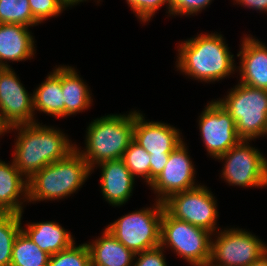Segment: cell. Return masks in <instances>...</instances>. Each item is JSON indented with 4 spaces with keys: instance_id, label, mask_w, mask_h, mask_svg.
I'll list each match as a JSON object with an SVG mask.
<instances>
[{
    "instance_id": "14",
    "label": "cell",
    "mask_w": 267,
    "mask_h": 266,
    "mask_svg": "<svg viewBox=\"0 0 267 266\" xmlns=\"http://www.w3.org/2000/svg\"><path fill=\"white\" fill-rule=\"evenodd\" d=\"M142 114L135 111L133 140L143 147L150 157H169L183 141L179 131L160 122H144Z\"/></svg>"
},
{
    "instance_id": "19",
    "label": "cell",
    "mask_w": 267,
    "mask_h": 266,
    "mask_svg": "<svg viewBox=\"0 0 267 266\" xmlns=\"http://www.w3.org/2000/svg\"><path fill=\"white\" fill-rule=\"evenodd\" d=\"M87 245L91 255V266H130L136 256L106 229L102 238Z\"/></svg>"
},
{
    "instance_id": "10",
    "label": "cell",
    "mask_w": 267,
    "mask_h": 266,
    "mask_svg": "<svg viewBox=\"0 0 267 266\" xmlns=\"http://www.w3.org/2000/svg\"><path fill=\"white\" fill-rule=\"evenodd\" d=\"M266 252L267 247L256 236L242 230H225L215 243L211 242L209 266H250ZM215 261H220L219 265H214Z\"/></svg>"
},
{
    "instance_id": "21",
    "label": "cell",
    "mask_w": 267,
    "mask_h": 266,
    "mask_svg": "<svg viewBox=\"0 0 267 266\" xmlns=\"http://www.w3.org/2000/svg\"><path fill=\"white\" fill-rule=\"evenodd\" d=\"M33 109L58 117L65 116L64 94L61 88V67L48 76L33 94Z\"/></svg>"
},
{
    "instance_id": "15",
    "label": "cell",
    "mask_w": 267,
    "mask_h": 266,
    "mask_svg": "<svg viewBox=\"0 0 267 266\" xmlns=\"http://www.w3.org/2000/svg\"><path fill=\"white\" fill-rule=\"evenodd\" d=\"M242 55V56H241ZM237 56L241 57L240 83L267 90V48L260 41L246 37Z\"/></svg>"
},
{
    "instance_id": "20",
    "label": "cell",
    "mask_w": 267,
    "mask_h": 266,
    "mask_svg": "<svg viewBox=\"0 0 267 266\" xmlns=\"http://www.w3.org/2000/svg\"><path fill=\"white\" fill-rule=\"evenodd\" d=\"M22 231L49 255L69 248L74 242L70 233L54 222L29 224L28 229Z\"/></svg>"
},
{
    "instance_id": "33",
    "label": "cell",
    "mask_w": 267,
    "mask_h": 266,
    "mask_svg": "<svg viewBox=\"0 0 267 266\" xmlns=\"http://www.w3.org/2000/svg\"><path fill=\"white\" fill-rule=\"evenodd\" d=\"M239 3H242V5L252 7L256 10H264L267 11V0H236Z\"/></svg>"
},
{
    "instance_id": "6",
    "label": "cell",
    "mask_w": 267,
    "mask_h": 266,
    "mask_svg": "<svg viewBox=\"0 0 267 266\" xmlns=\"http://www.w3.org/2000/svg\"><path fill=\"white\" fill-rule=\"evenodd\" d=\"M211 232L172 217L165 209L161 219L160 246H171L194 266H207L211 259Z\"/></svg>"
},
{
    "instance_id": "30",
    "label": "cell",
    "mask_w": 267,
    "mask_h": 266,
    "mask_svg": "<svg viewBox=\"0 0 267 266\" xmlns=\"http://www.w3.org/2000/svg\"><path fill=\"white\" fill-rule=\"evenodd\" d=\"M165 2L168 0H127L134 13L144 22L150 20L153 13Z\"/></svg>"
},
{
    "instance_id": "28",
    "label": "cell",
    "mask_w": 267,
    "mask_h": 266,
    "mask_svg": "<svg viewBox=\"0 0 267 266\" xmlns=\"http://www.w3.org/2000/svg\"><path fill=\"white\" fill-rule=\"evenodd\" d=\"M33 17L41 23L48 17L57 16L65 6L59 0H29Z\"/></svg>"
},
{
    "instance_id": "9",
    "label": "cell",
    "mask_w": 267,
    "mask_h": 266,
    "mask_svg": "<svg viewBox=\"0 0 267 266\" xmlns=\"http://www.w3.org/2000/svg\"><path fill=\"white\" fill-rule=\"evenodd\" d=\"M247 143V140H241L217 158L227 160L223 177L229 184L243 187L267 186V160Z\"/></svg>"
},
{
    "instance_id": "36",
    "label": "cell",
    "mask_w": 267,
    "mask_h": 266,
    "mask_svg": "<svg viewBox=\"0 0 267 266\" xmlns=\"http://www.w3.org/2000/svg\"><path fill=\"white\" fill-rule=\"evenodd\" d=\"M81 1H83V0H71V5H73L74 3L76 4L78 2H81Z\"/></svg>"
},
{
    "instance_id": "13",
    "label": "cell",
    "mask_w": 267,
    "mask_h": 266,
    "mask_svg": "<svg viewBox=\"0 0 267 266\" xmlns=\"http://www.w3.org/2000/svg\"><path fill=\"white\" fill-rule=\"evenodd\" d=\"M182 142L170 154L167 164L161 173L150 183V186L162 195L158 201L164 202L171 195L192 189L194 186V165L190 161Z\"/></svg>"
},
{
    "instance_id": "18",
    "label": "cell",
    "mask_w": 267,
    "mask_h": 266,
    "mask_svg": "<svg viewBox=\"0 0 267 266\" xmlns=\"http://www.w3.org/2000/svg\"><path fill=\"white\" fill-rule=\"evenodd\" d=\"M22 173L15 166L5 164L0 160V213L22 215V206L17 198L21 192L27 198L28 181L21 178Z\"/></svg>"
},
{
    "instance_id": "16",
    "label": "cell",
    "mask_w": 267,
    "mask_h": 266,
    "mask_svg": "<svg viewBox=\"0 0 267 266\" xmlns=\"http://www.w3.org/2000/svg\"><path fill=\"white\" fill-rule=\"evenodd\" d=\"M99 165L102 166L103 196L112 205H122L132 193L134 176L121 159L101 162Z\"/></svg>"
},
{
    "instance_id": "37",
    "label": "cell",
    "mask_w": 267,
    "mask_h": 266,
    "mask_svg": "<svg viewBox=\"0 0 267 266\" xmlns=\"http://www.w3.org/2000/svg\"><path fill=\"white\" fill-rule=\"evenodd\" d=\"M5 132V130L0 126V135L1 133Z\"/></svg>"
},
{
    "instance_id": "27",
    "label": "cell",
    "mask_w": 267,
    "mask_h": 266,
    "mask_svg": "<svg viewBox=\"0 0 267 266\" xmlns=\"http://www.w3.org/2000/svg\"><path fill=\"white\" fill-rule=\"evenodd\" d=\"M50 256L48 266H91V255L87 244L74 246Z\"/></svg>"
},
{
    "instance_id": "26",
    "label": "cell",
    "mask_w": 267,
    "mask_h": 266,
    "mask_svg": "<svg viewBox=\"0 0 267 266\" xmlns=\"http://www.w3.org/2000/svg\"><path fill=\"white\" fill-rule=\"evenodd\" d=\"M150 158V154L132 140L129 147L123 153L121 160L134 177L137 175L143 176L150 185Z\"/></svg>"
},
{
    "instance_id": "5",
    "label": "cell",
    "mask_w": 267,
    "mask_h": 266,
    "mask_svg": "<svg viewBox=\"0 0 267 266\" xmlns=\"http://www.w3.org/2000/svg\"><path fill=\"white\" fill-rule=\"evenodd\" d=\"M218 103L236 123L238 136L251 140L267 132V90L240 83Z\"/></svg>"
},
{
    "instance_id": "32",
    "label": "cell",
    "mask_w": 267,
    "mask_h": 266,
    "mask_svg": "<svg viewBox=\"0 0 267 266\" xmlns=\"http://www.w3.org/2000/svg\"><path fill=\"white\" fill-rule=\"evenodd\" d=\"M169 157L150 158V183L161 173Z\"/></svg>"
},
{
    "instance_id": "4",
    "label": "cell",
    "mask_w": 267,
    "mask_h": 266,
    "mask_svg": "<svg viewBox=\"0 0 267 266\" xmlns=\"http://www.w3.org/2000/svg\"><path fill=\"white\" fill-rule=\"evenodd\" d=\"M135 112L128 116L107 115L88 127L83 159L92 170L93 164L121 159L133 140ZM96 162V163H95Z\"/></svg>"
},
{
    "instance_id": "29",
    "label": "cell",
    "mask_w": 267,
    "mask_h": 266,
    "mask_svg": "<svg viewBox=\"0 0 267 266\" xmlns=\"http://www.w3.org/2000/svg\"><path fill=\"white\" fill-rule=\"evenodd\" d=\"M211 0H168L170 14H193L206 7Z\"/></svg>"
},
{
    "instance_id": "23",
    "label": "cell",
    "mask_w": 267,
    "mask_h": 266,
    "mask_svg": "<svg viewBox=\"0 0 267 266\" xmlns=\"http://www.w3.org/2000/svg\"><path fill=\"white\" fill-rule=\"evenodd\" d=\"M50 256L21 230L13 243L10 266H48Z\"/></svg>"
},
{
    "instance_id": "7",
    "label": "cell",
    "mask_w": 267,
    "mask_h": 266,
    "mask_svg": "<svg viewBox=\"0 0 267 266\" xmlns=\"http://www.w3.org/2000/svg\"><path fill=\"white\" fill-rule=\"evenodd\" d=\"M152 210L125 215L106 230L135 254L160 246L161 219L164 204L157 200Z\"/></svg>"
},
{
    "instance_id": "25",
    "label": "cell",
    "mask_w": 267,
    "mask_h": 266,
    "mask_svg": "<svg viewBox=\"0 0 267 266\" xmlns=\"http://www.w3.org/2000/svg\"><path fill=\"white\" fill-rule=\"evenodd\" d=\"M32 26L39 23L32 15L29 0H0V24Z\"/></svg>"
},
{
    "instance_id": "12",
    "label": "cell",
    "mask_w": 267,
    "mask_h": 266,
    "mask_svg": "<svg viewBox=\"0 0 267 266\" xmlns=\"http://www.w3.org/2000/svg\"><path fill=\"white\" fill-rule=\"evenodd\" d=\"M199 122L204 144L214 158L226 153L242 140L238 136L235 121L218 101L207 105Z\"/></svg>"
},
{
    "instance_id": "35",
    "label": "cell",
    "mask_w": 267,
    "mask_h": 266,
    "mask_svg": "<svg viewBox=\"0 0 267 266\" xmlns=\"http://www.w3.org/2000/svg\"><path fill=\"white\" fill-rule=\"evenodd\" d=\"M65 7L71 5V0H59Z\"/></svg>"
},
{
    "instance_id": "1",
    "label": "cell",
    "mask_w": 267,
    "mask_h": 266,
    "mask_svg": "<svg viewBox=\"0 0 267 266\" xmlns=\"http://www.w3.org/2000/svg\"><path fill=\"white\" fill-rule=\"evenodd\" d=\"M12 128H20L13 162L26 175L27 180L45 166L64 159L77 148L70 145L59 130L39 126L36 122L12 126L8 130Z\"/></svg>"
},
{
    "instance_id": "8",
    "label": "cell",
    "mask_w": 267,
    "mask_h": 266,
    "mask_svg": "<svg viewBox=\"0 0 267 266\" xmlns=\"http://www.w3.org/2000/svg\"><path fill=\"white\" fill-rule=\"evenodd\" d=\"M164 209L175 219L188 222L194 226L215 230L216 202L204 186L196 187L171 195L163 202Z\"/></svg>"
},
{
    "instance_id": "3",
    "label": "cell",
    "mask_w": 267,
    "mask_h": 266,
    "mask_svg": "<svg viewBox=\"0 0 267 266\" xmlns=\"http://www.w3.org/2000/svg\"><path fill=\"white\" fill-rule=\"evenodd\" d=\"M91 169L76 148L64 159L53 162L28 179V200L59 199L75 192Z\"/></svg>"
},
{
    "instance_id": "34",
    "label": "cell",
    "mask_w": 267,
    "mask_h": 266,
    "mask_svg": "<svg viewBox=\"0 0 267 266\" xmlns=\"http://www.w3.org/2000/svg\"><path fill=\"white\" fill-rule=\"evenodd\" d=\"M250 266H267V252L263 254L259 259H257Z\"/></svg>"
},
{
    "instance_id": "24",
    "label": "cell",
    "mask_w": 267,
    "mask_h": 266,
    "mask_svg": "<svg viewBox=\"0 0 267 266\" xmlns=\"http://www.w3.org/2000/svg\"><path fill=\"white\" fill-rule=\"evenodd\" d=\"M21 216L14 213H0V266H10L15 238L22 230Z\"/></svg>"
},
{
    "instance_id": "17",
    "label": "cell",
    "mask_w": 267,
    "mask_h": 266,
    "mask_svg": "<svg viewBox=\"0 0 267 266\" xmlns=\"http://www.w3.org/2000/svg\"><path fill=\"white\" fill-rule=\"evenodd\" d=\"M28 26L0 24V67L9 68L2 60L21 61L33 55L34 41Z\"/></svg>"
},
{
    "instance_id": "11",
    "label": "cell",
    "mask_w": 267,
    "mask_h": 266,
    "mask_svg": "<svg viewBox=\"0 0 267 266\" xmlns=\"http://www.w3.org/2000/svg\"><path fill=\"white\" fill-rule=\"evenodd\" d=\"M33 97L11 68L0 69V126L7 131L16 125L33 124Z\"/></svg>"
},
{
    "instance_id": "22",
    "label": "cell",
    "mask_w": 267,
    "mask_h": 266,
    "mask_svg": "<svg viewBox=\"0 0 267 266\" xmlns=\"http://www.w3.org/2000/svg\"><path fill=\"white\" fill-rule=\"evenodd\" d=\"M61 88L64 94L65 116L90 106L91 97L87 86L73 68L61 67Z\"/></svg>"
},
{
    "instance_id": "31",
    "label": "cell",
    "mask_w": 267,
    "mask_h": 266,
    "mask_svg": "<svg viewBox=\"0 0 267 266\" xmlns=\"http://www.w3.org/2000/svg\"><path fill=\"white\" fill-rule=\"evenodd\" d=\"M162 247L146 250L136 255H139L138 261L133 266H167L162 253Z\"/></svg>"
},
{
    "instance_id": "2",
    "label": "cell",
    "mask_w": 267,
    "mask_h": 266,
    "mask_svg": "<svg viewBox=\"0 0 267 266\" xmlns=\"http://www.w3.org/2000/svg\"><path fill=\"white\" fill-rule=\"evenodd\" d=\"M177 67L186 74L203 81H215L234 71L233 55L222 36L200 35L181 44Z\"/></svg>"
}]
</instances>
